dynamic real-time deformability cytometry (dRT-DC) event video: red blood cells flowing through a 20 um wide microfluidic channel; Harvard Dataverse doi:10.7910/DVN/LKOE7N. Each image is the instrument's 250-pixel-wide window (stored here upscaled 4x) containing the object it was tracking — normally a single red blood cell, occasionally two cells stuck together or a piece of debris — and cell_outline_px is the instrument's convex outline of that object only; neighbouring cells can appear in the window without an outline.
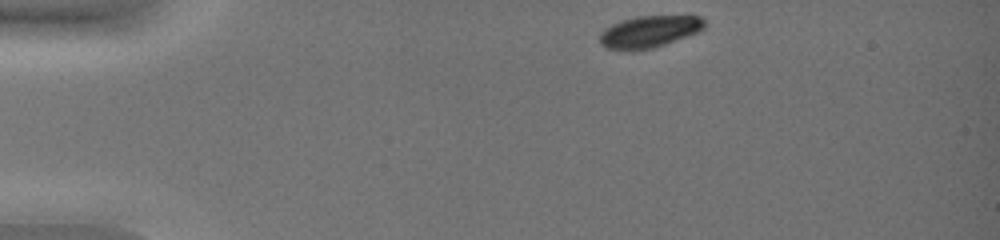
{"species": "common noctule bat (a hibernating species)", "species_latin": "Nyctalus noctula", "temperature_condition": "warm", "stored_images_in_passage": 39, "camera_frame_rate_fps": 3000, "um_per_image_px": 0.085, "animal": {"sex": "female", "body_mass_g": 19.0, "forearm_length_mm": 51.5}, "frame": {"image": 1, "passage_image": 1, "time_ms": 0.0, "image_size_px": [1000, 240], "cell_outline_px": [[704, 28], [700, 32], [656, 48], [632, 52], [628, 52], [604, 48], [600, 44], [600, 32], [604, 28], [620, 20], [636, 16], [700, 16], [704, 20]], "centroid_in_image_um": [55.15, 2.72], "position_along_channel_um": 29.9, "area_um2": 20.11}}
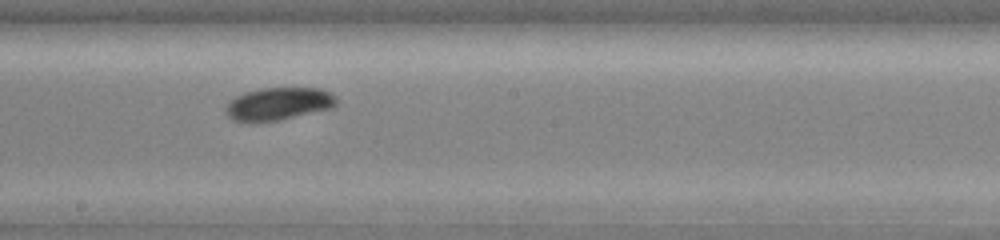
{"frame": {"image": 2, "passage_image": 21, "time_ms": 6.667, "image_size_px": [1000, 240], "cell_outline_px": [[336, 104], [332, 108], [280, 120], [252, 124], [248, 124], [232, 120], [224, 112], [224, 108], [236, 96], [244, 92], [260, 88], [320, 88], [332, 92], [336, 96]], "centroid_in_image_um": [23.63, 8.85], "position_along_channel_um": 224.6, "area_um2": 21.62}}
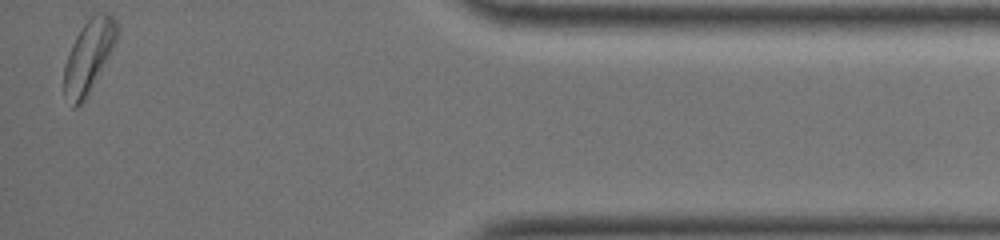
{"frame": {"image": 3, "passage_image": 39, "time_ms": 12.667, "image_size_px": [1000, 240], "cell_outline_px": [[120, 32], [112, 48], [84, 100], [76, 108], [72, 108], [64, 92], [64, 64], [72, 44], [80, 28], [96, 12], [108, 12], [116, 20], [120, 28]], "centroid_in_image_um": [7.54, 4.73], "position_along_channel_um": 427.7, "area_um2": 22.02}, "authors_computed_cell_mechanics": {"area_um2": 21.3282, "velocity_mm_per_s": 4.0516, "shape_relaxation_time_tau1_ms": 1.5535, "shape_relaxation_time_tau2_ms": null, "deformation_change_tau1": 0.0729, "deformation_change_tau2": null}}